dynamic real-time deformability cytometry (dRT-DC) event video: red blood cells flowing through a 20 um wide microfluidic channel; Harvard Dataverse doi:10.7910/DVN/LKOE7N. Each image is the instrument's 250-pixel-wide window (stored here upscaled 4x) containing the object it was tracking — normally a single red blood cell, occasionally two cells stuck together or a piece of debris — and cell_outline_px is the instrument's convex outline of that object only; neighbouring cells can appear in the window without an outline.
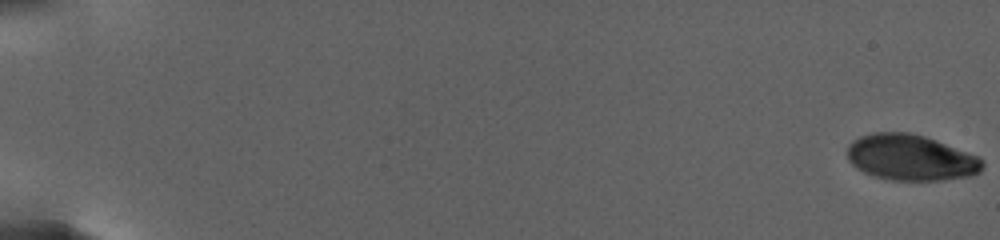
{"species": "human", "species_latin": "Homo sapiens", "temperature_condition": "warm", "stored_images_in_passage": 68, "camera_frame_rate_fps": 3000, "um_per_image_px": 0.085, "donor": {"sex": "female"}, "frame": {"image": 1, "passage_image": 1, "time_ms": 0.0, "image_size_px": [1000, 240], "cell_outline_px": [[984, 164], [980, 172], [972, 176], [944, 180], [892, 180], [872, 176], [856, 168], [848, 160], [848, 144], [852, 140], [860, 136], [872, 132], [908, 132], [924, 136], [936, 140], [980, 156], [984, 160]], "centroid_in_image_um": [77.43, 13.39], "position_along_channel_um": 7.6, "area_um2": 36.53}}
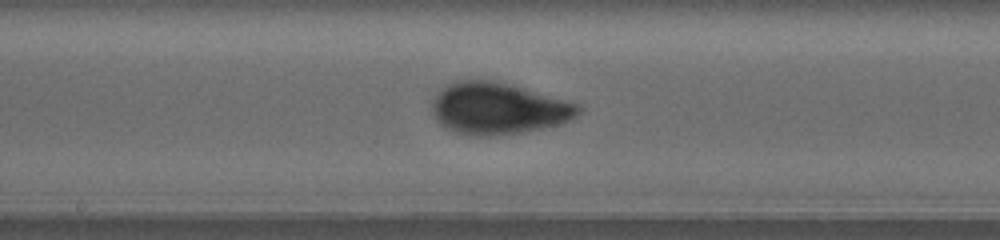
{"frame": {"image": 2, "passage_image": 39, "time_ms": 15.667, "image_size_px": [1000, 240], "cell_outline_px": [[584, 108], [576, 116], [560, 124], [524, 132], [488, 136], [476, 136], [456, 132], [444, 128], [436, 120], [432, 112], [432, 100], [440, 88], [456, 80], [492, 80], [512, 84], [580, 104]], "centroid_in_image_um": [42.33, 9.21], "position_along_channel_um": 205.9, "area_um2": 44.39}}
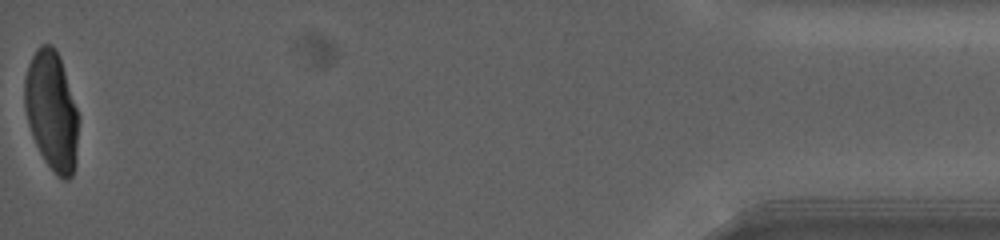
{"frame": {"image": 3, "passage_image": 68, "time_ms": 27.667, "image_size_px": [1000, 240], "cell_outline_px": [[80, 120], [76, 164], [72, 176], [68, 180], [64, 180], [44, 160], [32, 136], [28, 124], [24, 108], [24, 76], [28, 64], [36, 48], [40, 44], [52, 44], [60, 56], [80, 116]], "centroid_in_image_um": [4.41, 9.39], "position_along_channel_um": 430.8, "area_um2": 38.15}, "authors_computed_cell_mechanics": {"area_um2": 39.8242, "velocity_mm_per_s": 2.5727, "shape_relaxation_time_tau1_ms": 5.527, "shape_relaxation_time_tau2_ms": null, "deformation_change_tau1": 0.1787, "deformation_change_tau2": null}}